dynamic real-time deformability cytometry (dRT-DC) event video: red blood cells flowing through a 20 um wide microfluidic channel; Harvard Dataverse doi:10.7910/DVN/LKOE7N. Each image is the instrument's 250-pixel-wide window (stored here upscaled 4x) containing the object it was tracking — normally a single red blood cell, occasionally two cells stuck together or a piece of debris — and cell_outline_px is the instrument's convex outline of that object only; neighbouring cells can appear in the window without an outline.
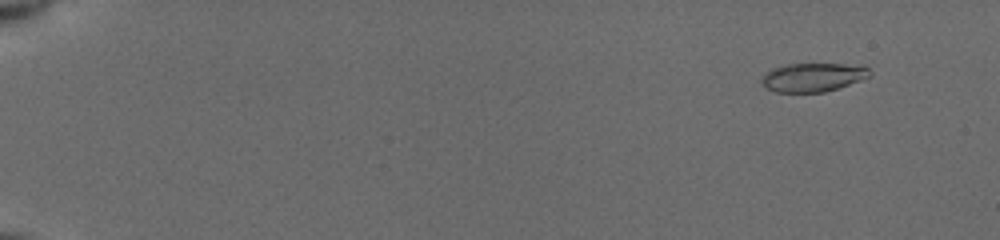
{"species": "common noctule bat (a hibernating species)", "species_latin": "Nyctalus noctula", "temperature_condition": "cold", "stored_images_in_passage": 43, "camera_frame_rate_fps": 3000, "um_per_image_px": 0.085, "animal": {"sex": "female", "body_mass_g": 19.5, "forearm_length_mm": 54.1}, "frame": {"image": 1, "passage_image": 5, "time_ms": 1.333, "image_size_px": [1000, 240], "cell_outline_px": [[872, 76], [824, 92], [772, 92], [760, 80], [764, 72], [772, 68], [788, 64], [844, 64], [868, 68], [872, 72]], "centroid_in_image_um": [69.06, 6.57], "position_along_channel_um": 15.9, "area_um2": 17.92}}
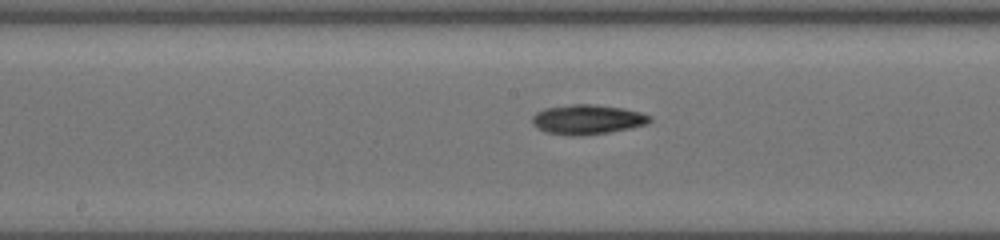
{"frame": {"image": 2, "passage_image": 28, "time_ms": 10.0, "image_size_px": [1000, 240], "cell_outline_px": [[652, 120], [644, 124], [628, 128], [608, 132], [580, 136], [568, 136], [544, 132], [532, 124], [532, 116], [536, 112], [544, 108], [572, 104], [596, 104], [624, 108], [640, 112], [652, 116]], "centroid_in_image_um": [49.88, 10.15], "position_along_channel_um": 198.3, "area_um2": 20.46}}
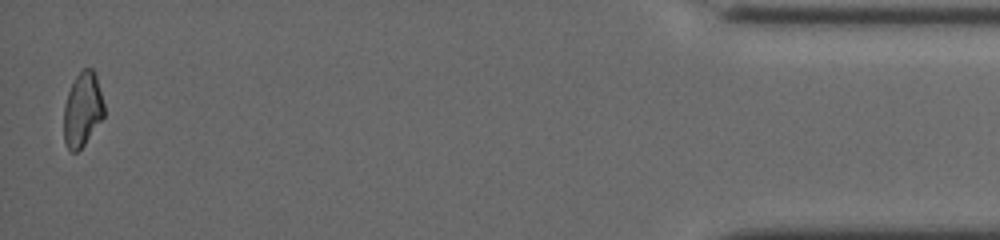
{"frame": {"image": 3, "passage_image": 43, "time_ms": 17.667, "image_size_px": [1000, 240], "cell_outline_px": [[104, 116], [84, 144], [76, 152], [72, 152], [68, 148], [64, 140], [64, 104], [68, 92], [76, 76], [84, 68], [92, 68], [96, 72], [104, 104]], "centroid_in_image_um": [7.02, 9.28], "position_along_channel_um": 428.2, "area_um2": 17.34}, "authors_computed_cell_mechanics": {"area_um2": 18.9006, "velocity_mm_per_s": 3.9443, "shape_relaxation_time_tau1_ms": 4.7167, "shape_relaxation_time_tau2_ms": null, "deformation_change_tau1": 0.1559, "deformation_change_tau2": null}}